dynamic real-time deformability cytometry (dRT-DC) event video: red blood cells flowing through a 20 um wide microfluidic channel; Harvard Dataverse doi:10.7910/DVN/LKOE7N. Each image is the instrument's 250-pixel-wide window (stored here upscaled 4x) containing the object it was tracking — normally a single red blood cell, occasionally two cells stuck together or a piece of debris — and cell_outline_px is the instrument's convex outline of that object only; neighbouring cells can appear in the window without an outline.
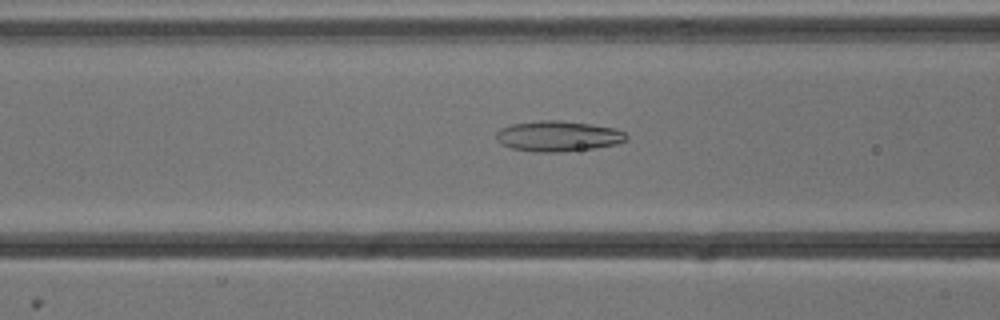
{"species": "common noctule bat (a hibernating species)", "species_latin": "Nyctalus noctula", "temperature_condition": "cold", "stored_images_in_passage": 32, "camera_frame_rate_fps": 3000, "um_per_image_px": 0.085, "animal": {"sex": "male", "body_mass_g": 13.3}, "frame": {"image": 1, "passage_image": 6, "time_ms": 1.667, "image_size_px": [1000, 320], "cell_outline_px": [[628, 140], [616, 144], [592, 148], [560, 152], [536, 152], [512, 148], [500, 144], [496, 140], [496, 132], [500, 128], [512, 124], [540, 120], [560, 120], [592, 124], [616, 128], [624, 132], [628, 136]], "centroid_in_image_um": [47.43, 11.56], "position_along_channel_um": 119.2, "area_um2": 23.29}}
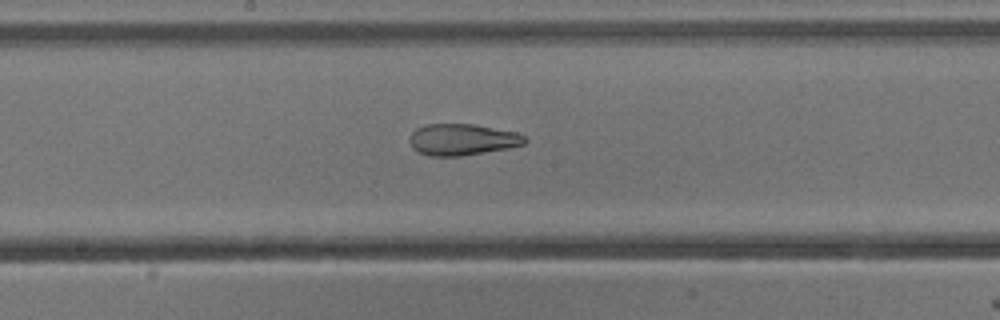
{"frame": {"image": 2, "passage_image": 13, "time_ms": 4.0, "image_size_px": [1000, 320], "cell_outline_px": [[528, 140], [524, 144], [508, 148], [460, 156], [432, 156], [420, 152], [412, 148], [408, 140], [412, 132], [416, 128], [428, 124], [472, 124], [516, 132], [524, 136]], "centroid_in_image_um": [39.27, 11.86], "position_along_channel_um": 208.9, "area_um2": 20.98}}
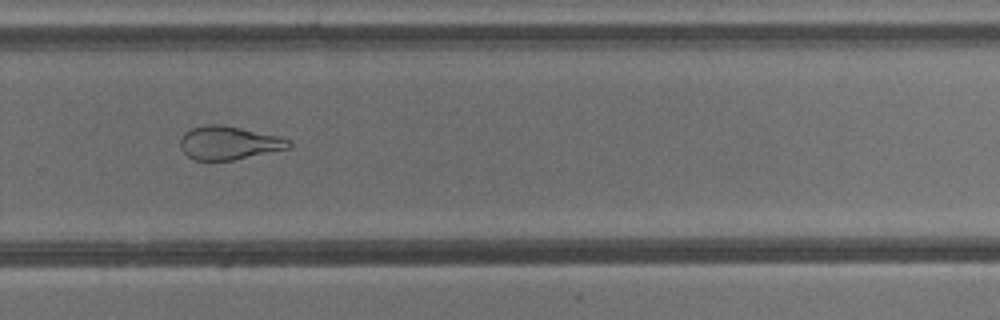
{"frame": {"image": 3, "passage_image": 21, "time_ms": 6.667, "image_size_px": [1000, 320], "cell_outline_px": [[292, 144], [288, 148], [232, 160], [196, 160], [188, 156], [180, 148], [180, 140], [184, 132], [192, 128], [204, 124], [220, 124], [280, 136], [292, 140]], "centroid_in_image_um": [19.44, 12.13], "position_along_channel_um": 310.4, "area_um2": 21.04}, "authors_computed_cell_mechanics": {"area_um2": 22.3975, "velocity_mm_per_s": 3.8276, "shape_relaxation_time_tau1_ms": null, "shape_relaxation_time_tau2_ms": 2.2123, "deformation_change_tau1": null, "deformation_change_tau2": 0.0994}}